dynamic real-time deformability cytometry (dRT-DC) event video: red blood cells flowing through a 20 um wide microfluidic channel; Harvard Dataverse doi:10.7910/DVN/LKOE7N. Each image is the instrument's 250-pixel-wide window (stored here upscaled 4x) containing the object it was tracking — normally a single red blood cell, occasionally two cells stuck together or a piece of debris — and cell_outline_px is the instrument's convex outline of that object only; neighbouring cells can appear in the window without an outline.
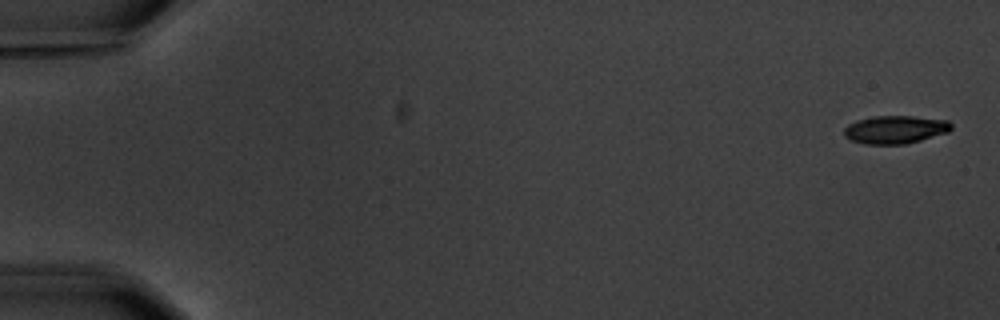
{"species": "common noctule bat (a hibernating species)", "species_latin": "Nyctalus noctula", "temperature_condition": "warm", "stored_images_in_passage": 6, "segment_of_instrument_passage": [2, 2], "camera_frame_rate_fps": 3000, "um_per_image_px": 0.085, "animal": {"sex": "male", "body_mass_g": 20.1, "forearm_length_mm": 53.5}, "frame": {"image": 1, "passage_image": 6, "time_ms": 6.0, "image_size_px": [1000, 320], "cell_outline_px": [[952, 128], [948, 132], [920, 140], [904, 144], [864, 144], [852, 140], [844, 136], [844, 128], [848, 124], [856, 120], [872, 116], [912, 116], [948, 120], [952, 124]], "centroid_in_image_um": [76.08, 11.0], "position_along_channel_um": 8.9, "area_um2": 17.51}}